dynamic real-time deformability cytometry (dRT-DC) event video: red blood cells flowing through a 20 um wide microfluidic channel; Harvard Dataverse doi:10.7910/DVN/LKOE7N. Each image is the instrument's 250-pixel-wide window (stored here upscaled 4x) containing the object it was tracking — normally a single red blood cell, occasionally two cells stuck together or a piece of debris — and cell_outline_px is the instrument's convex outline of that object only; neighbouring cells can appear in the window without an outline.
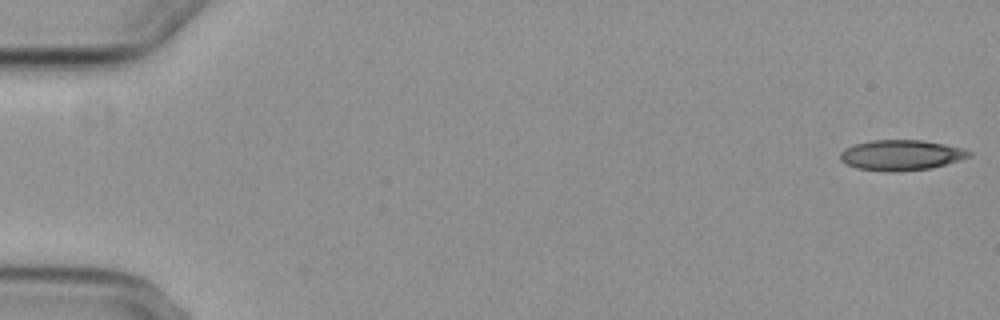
{"species": "common noctule bat (a hibernating species)", "species_latin": "Nyctalus noctula", "temperature_condition": "cold", "stored_images_in_passage": 6, "camera_frame_rate_fps": 3000, "um_per_image_px": 0.085, "animal": {"sex": "female", "body_mass_g": 29.2, "forearm_length_mm": 56.3}, "frame": {"image": 1, "passage_image": 1, "time_ms": 0.0, "image_size_px": [1000, 320], "cell_outline_px": [[972, 156], [944, 164], [928, 168], [896, 172], [888, 172], [856, 168], [840, 160], [840, 152], [844, 148], [856, 144], [872, 140], [924, 140], [964, 148], [972, 152]], "centroid_in_image_um": [76.59, 13.18], "position_along_channel_um": 8.4, "area_um2": 22.77}}
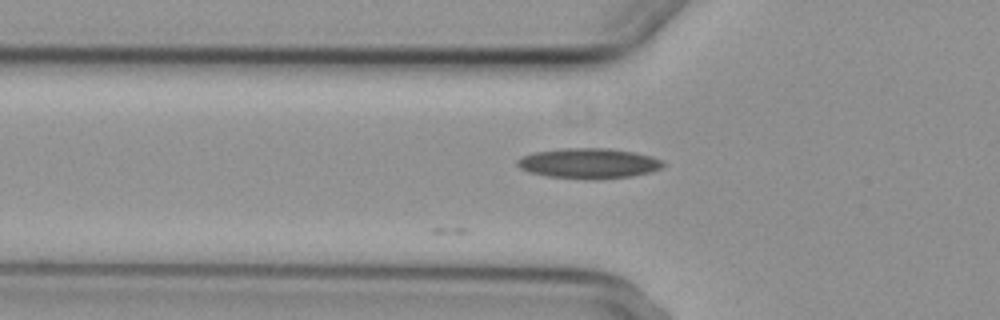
{"frame": {"image": 2, "passage_image": 6, "time_ms": 6.0, "image_size_px": [1000, 320], "cell_outline_px": [[664, 164], [660, 168], [652, 172], [632, 176], [548, 176], [528, 172], [520, 168], [516, 164], [516, 160], [532, 152], [560, 148], [608, 148], [632, 152], [652, 156], [664, 160]], "centroid_in_image_um": [50.03, 13.82], "position_along_channel_um": 75.8, "area_um2": 24.68}}